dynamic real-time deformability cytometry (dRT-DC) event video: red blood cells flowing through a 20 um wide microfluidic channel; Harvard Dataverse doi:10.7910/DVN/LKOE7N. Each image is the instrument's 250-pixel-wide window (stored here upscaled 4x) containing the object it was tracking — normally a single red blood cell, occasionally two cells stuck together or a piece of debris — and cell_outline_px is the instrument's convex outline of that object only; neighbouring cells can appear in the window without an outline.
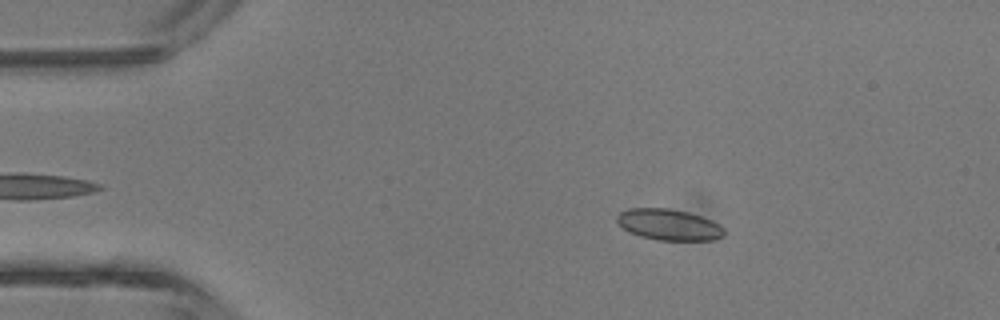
{"species": "common noctule bat (a hibernating species)", "species_latin": "Nyctalus noctula", "temperature_condition": "room temperature", "stored_images_in_passage": 4, "camera_frame_rate_fps": 3000, "um_per_image_px": 0.085, "animal": {"sex": "male", "body_mass_g": 13.3}, "frame": {"image": 1, "passage_image": 3, "time_ms": 2.0, "image_size_px": [1000, 320], "cell_outline_px": [[724, 236], [712, 240], [660, 240], [640, 236], [628, 232], [616, 220], [616, 216], [620, 212], [628, 208], [668, 208], [688, 212], [712, 220], [724, 228]], "centroid_in_image_um": [56.85, 19.09], "position_along_channel_um": 28.2, "area_um2": 19.42}}